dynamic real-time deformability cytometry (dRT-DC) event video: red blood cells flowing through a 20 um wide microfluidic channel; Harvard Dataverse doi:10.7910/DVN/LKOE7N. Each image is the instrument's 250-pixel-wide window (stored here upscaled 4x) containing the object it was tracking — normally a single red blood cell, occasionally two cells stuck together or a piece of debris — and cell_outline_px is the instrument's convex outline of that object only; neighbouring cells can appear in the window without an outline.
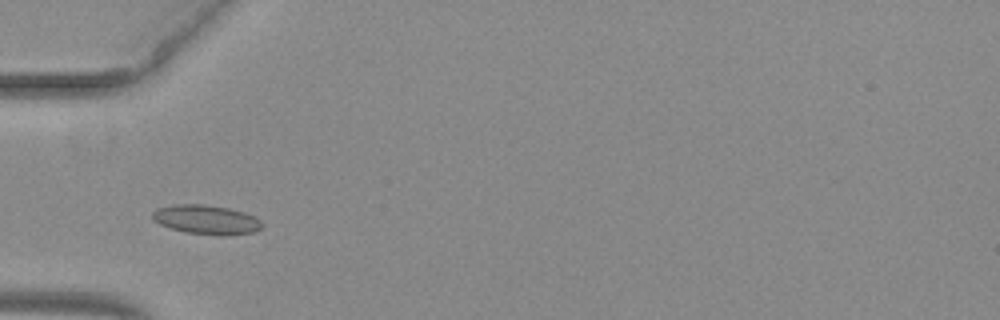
{"species": "common noctule bat (a hibernating species)", "species_latin": "Nyctalus noctula", "temperature_condition": "warm", "stored_images_in_passage": 44, "camera_frame_rate_fps": 3000, "um_per_image_px": 0.085, "animal": {"sex": "female", "body_mass_g": 29.2, "forearm_length_mm": 56.3}, "frame": {"image": 1, "passage_image": 9, "time_ms": 2.667, "image_size_px": [1000, 320], "cell_outline_px": [[264, 224], [260, 228], [252, 232], [224, 236], [216, 236], [184, 232], [168, 228], [152, 220], [152, 212], [156, 208], [172, 204], [204, 204], [228, 208], [244, 212], [256, 216]], "centroid_in_image_um": [17.51, 18.67], "position_along_channel_um": 67.5, "area_um2": 19.07}}
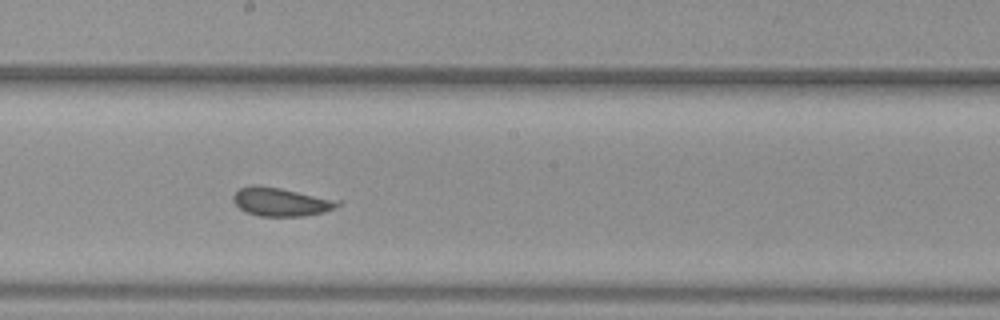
{"frame": {"image": 2, "passage_image": 21, "time_ms": 6.667, "image_size_px": [1000, 320], "cell_outline_px": [[340, 204], [324, 212], [304, 216], [260, 216], [248, 212], [240, 208], [232, 200], [232, 196], [240, 188], [252, 184], [260, 184], [340, 200]], "centroid_in_image_um": [23.85, 17.14], "position_along_channel_um": 224.3, "area_um2": 17.28}}
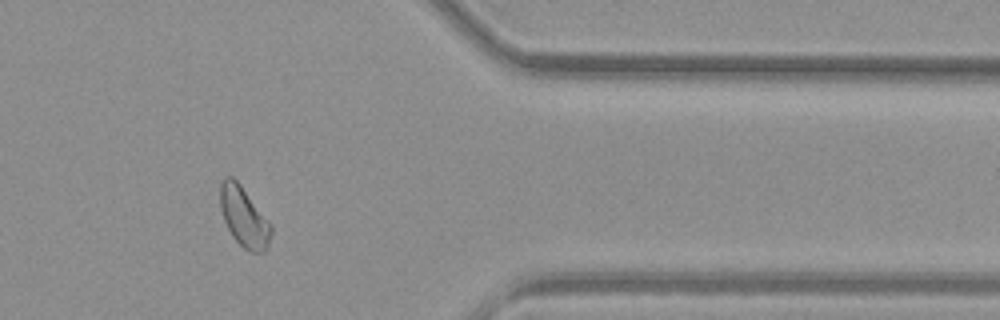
{"frame": {"image": 3, "passage_image": 35, "time_ms": 11.333, "image_size_px": [1000, 320], "cell_outline_px": [[272, 232], [268, 248], [264, 252], [248, 252], [232, 236], [224, 220], [220, 208], [220, 184], [224, 176], [232, 176], [240, 184], [272, 224]], "centroid_in_image_um": [20.75, 18.44], "position_along_channel_um": 390.7, "area_um2": 17.92}, "authors_computed_cell_mechanics": {"area_um2": 17.8024, "velocity_mm_per_s": 3.9534, "shape_relaxation_time_tau1_ms": null, "shape_relaxation_time_tau2_ms": 1.2359, "deformation_change_tau1": null, "deformation_change_tau2": 0.0752}}